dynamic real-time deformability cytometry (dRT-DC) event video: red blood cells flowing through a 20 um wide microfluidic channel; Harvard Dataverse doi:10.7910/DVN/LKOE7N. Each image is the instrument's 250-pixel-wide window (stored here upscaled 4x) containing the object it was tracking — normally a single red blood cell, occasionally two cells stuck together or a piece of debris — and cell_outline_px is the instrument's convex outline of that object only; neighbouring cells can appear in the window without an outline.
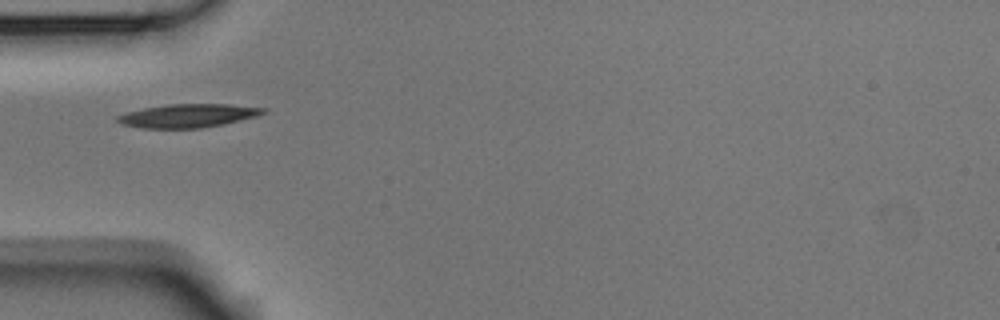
{"species": "Egyptian fruit bat (a non-hibernating species)", "species_latin": "Rousettus aegyptiacus", "temperature_condition": "room temperature", "stored_images_in_passage": 8, "camera_frame_rate_fps": 3000, "um_per_image_px": 0.085, "animal": {"sex": "male"}, "frame": {"image": 1, "passage_image": 3, "time_ms": 0.667, "image_size_px": [1000, 320], "cell_outline_px": [[264, 112], [256, 116], [220, 124], [200, 128], [140, 128], [124, 124], [116, 120], [116, 116], [128, 112], [144, 108], [168, 104], [228, 104], [264, 108]], "centroid_in_image_um": [15.92, 9.83], "position_along_channel_um": 69.1, "area_um2": 19.48}}
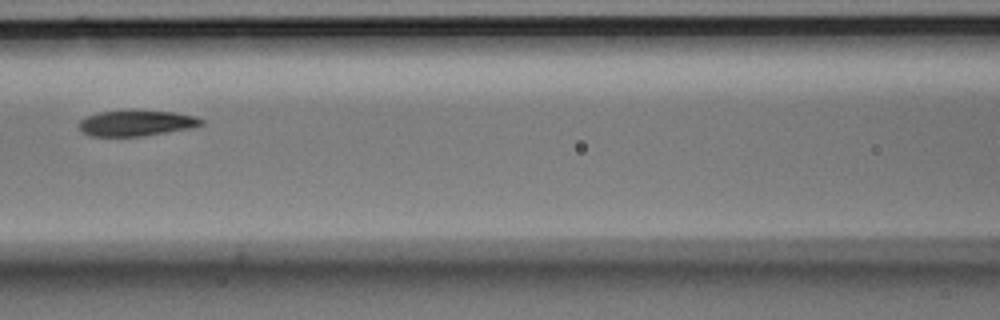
{"frame": {"image": 2, "passage_image": 5, "time_ms": 1.333, "image_size_px": [1000, 320], "cell_outline_px": [[204, 124], [192, 128], [140, 136], [92, 136], [80, 132], [80, 120], [88, 116], [100, 112], [132, 108], [172, 112], [196, 116], [204, 120]], "centroid_in_image_um": [11.6, 10.43], "position_along_channel_um": 155.0, "area_um2": 18.79}}
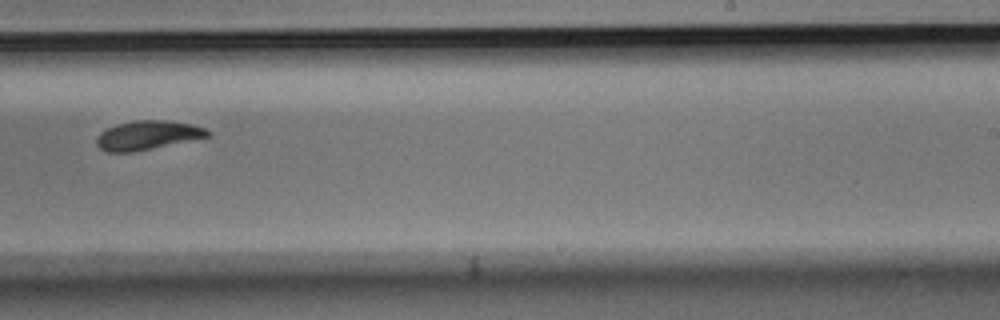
{"frame": {"image": 3, "passage_image": 8, "time_ms": 2.333, "image_size_px": [1000, 320], "cell_outline_px": [[212, 136], [132, 152], [108, 152], [100, 148], [96, 144], [96, 136], [100, 132], [116, 124], [132, 120], [168, 120], [192, 124], [204, 128], [212, 132]], "centroid_in_image_um": [12.55, 11.48], "position_along_channel_um": 276.5, "area_um2": 18.9}}